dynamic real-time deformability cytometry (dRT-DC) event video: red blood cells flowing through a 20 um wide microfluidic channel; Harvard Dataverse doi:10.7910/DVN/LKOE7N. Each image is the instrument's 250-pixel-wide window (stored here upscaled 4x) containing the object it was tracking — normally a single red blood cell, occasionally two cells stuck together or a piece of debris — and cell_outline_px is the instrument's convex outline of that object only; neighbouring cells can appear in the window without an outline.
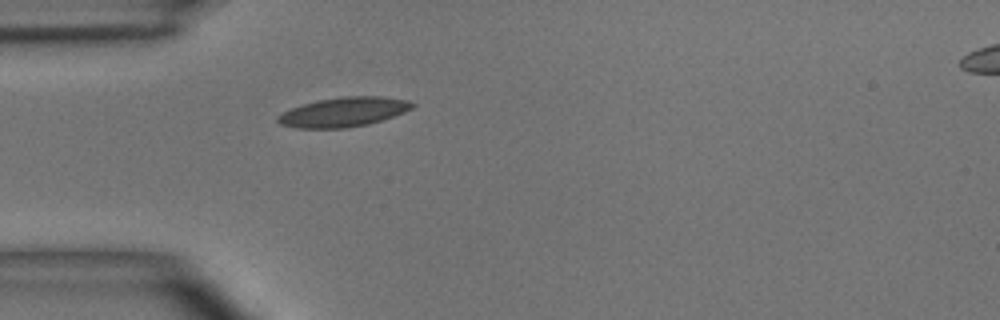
{"species": "common noctule bat (a hibernating species)", "species_latin": "Nyctalus noctula", "temperature_condition": "room temperature", "stored_images_in_passage": 1, "camera_frame_rate_fps": 3000, "um_per_image_px": 0.085, "animal": {"sex": "male", "body_mass_g": 15.6}, "frame": {"image": 1, "passage_image": 1, "time_ms": 0.0, "image_size_px": [1000, 320], "cell_outline_px": [[416, 104], [412, 108], [404, 112], [368, 124], [344, 128], [296, 128], [280, 124], [276, 120], [276, 116], [292, 108], [316, 100], [344, 96], [384, 96], [408, 100]], "centroid_in_image_um": [29.2, 9.51], "position_along_channel_um": 55.8, "area_um2": 23.0}}